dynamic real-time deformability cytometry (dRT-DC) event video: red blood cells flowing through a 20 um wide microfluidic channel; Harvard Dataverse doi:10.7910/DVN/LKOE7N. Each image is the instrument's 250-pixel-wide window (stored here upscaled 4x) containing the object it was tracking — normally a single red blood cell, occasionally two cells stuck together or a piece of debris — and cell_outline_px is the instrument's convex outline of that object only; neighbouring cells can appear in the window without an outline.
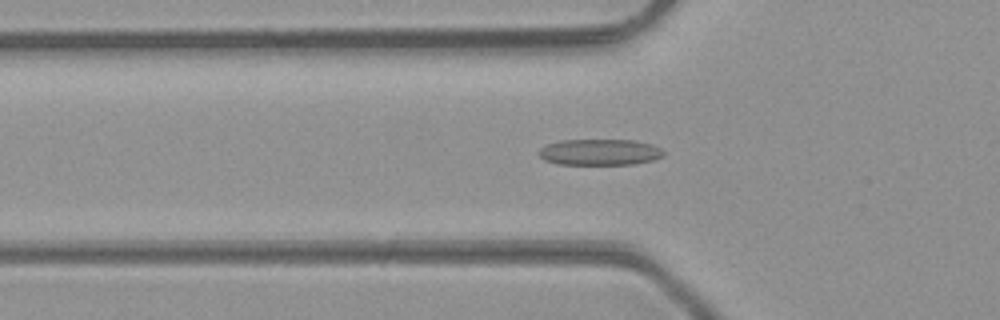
{"species": "common noctule bat (a hibernating species)", "species_latin": "Nyctalus noctula", "temperature_condition": "room temperature", "stored_images_in_passage": 46, "camera_frame_rate_fps": 3000, "um_per_image_px": 0.085, "animal": {"sex": "male", "body_mass_g": 23.1, "forearm_length_mm": 52.7}, "frame": {"image": 1, "passage_image": 17, "time_ms": 5.333, "image_size_px": [1000, 320], "cell_outline_px": [[664, 156], [652, 160], [632, 164], [556, 164], [544, 160], [536, 152], [540, 148], [548, 144], [560, 140], [632, 140], [652, 144], [660, 148], [664, 152]], "centroid_in_image_um": [50.95, 12.93], "position_along_channel_um": 74.9, "area_um2": 19.02}}
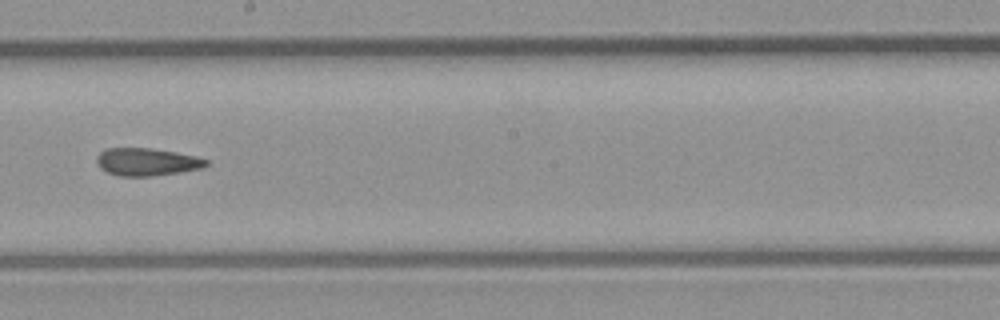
{"frame": {"image": 2, "passage_image": 28, "time_ms": 9.0, "image_size_px": [1000, 320], "cell_outline_px": [[208, 164], [204, 168], [180, 172], [148, 176], [120, 176], [108, 172], [100, 168], [96, 160], [96, 156], [100, 152], [108, 148], [152, 148], [176, 152], [196, 156], [208, 160]], "centroid_in_image_um": [12.49, 13.75], "position_along_channel_um": 235.7, "area_um2": 17.63}}
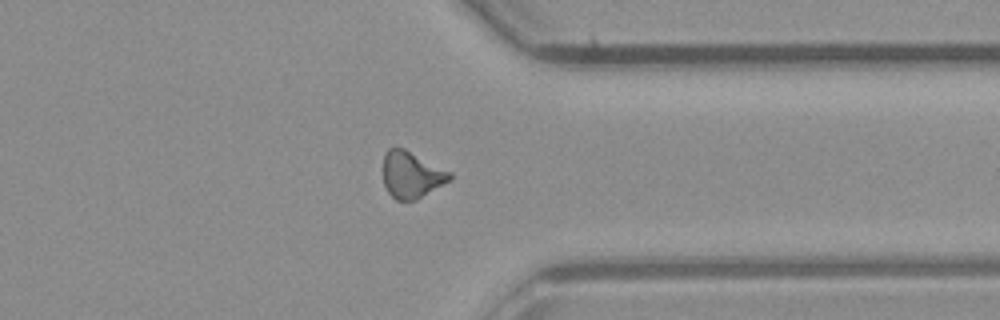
{"frame": {"image": 3, "passage_image": 38, "time_ms": 12.333, "image_size_px": [1000, 320], "cell_outline_px": [[452, 180], [416, 200], [396, 200], [388, 192], [384, 184], [384, 152], [388, 148], [404, 148], [452, 172]], "centroid_in_image_um": [35.0, 14.85], "position_along_channel_um": 376.4, "area_um2": 18.15}}